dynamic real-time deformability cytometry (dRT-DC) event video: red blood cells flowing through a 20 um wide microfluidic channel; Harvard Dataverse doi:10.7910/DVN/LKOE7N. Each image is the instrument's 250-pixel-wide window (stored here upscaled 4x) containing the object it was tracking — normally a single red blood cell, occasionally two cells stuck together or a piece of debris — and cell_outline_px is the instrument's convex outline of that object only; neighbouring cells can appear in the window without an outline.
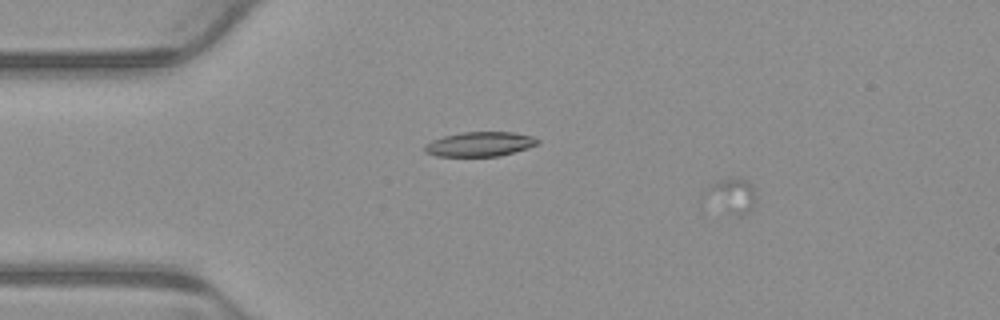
{"species": "common noctule bat (a hibernating species)", "species_latin": "Nyctalus noctula", "temperature_condition": "warm", "stored_images_in_passage": 3, "camera_frame_rate_fps": 3000, "um_per_image_px": 0.085, "animal": {"sex": "male", "body_mass_g": 23.1, "forearm_length_mm": 52.7}, "frame": {"image": 1, "passage_image": 2, "time_ms": 0.333, "image_size_px": [1000, 320], "cell_outline_px": [[756, 204], [744, 216], [740, 216], [700, 212], [700, 196], [708, 184], [716, 180], [728, 176], [740, 176], [752, 184], [756, 188]], "centroid_in_image_um": [61.93, 16.73], "position_along_channel_um": 23.1, "area_um2": 13.12}}